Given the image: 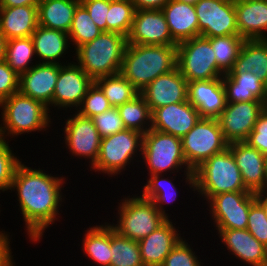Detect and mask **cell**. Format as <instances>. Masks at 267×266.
<instances>
[{
    "label": "cell",
    "instance_id": "6da1fadb",
    "mask_svg": "<svg viewBox=\"0 0 267 266\" xmlns=\"http://www.w3.org/2000/svg\"><path fill=\"white\" fill-rule=\"evenodd\" d=\"M25 163L21 161L17 165L10 193L17 194L14 195L18 201L16 206L22 214L27 238L36 244L42 241L45 230L59 221L61 206L66 198L62 190L67 180L64 175L49 174L40 166L33 168Z\"/></svg>",
    "mask_w": 267,
    "mask_h": 266
},
{
    "label": "cell",
    "instance_id": "7a4b0ae2",
    "mask_svg": "<svg viewBox=\"0 0 267 266\" xmlns=\"http://www.w3.org/2000/svg\"><path fill=\"white\" fill-rule=\"evenodd\" d=\"M177 45H126L120 73L141 92L158 76L176 68Z\"/></svg>",
    "mask_w": 267,
    "mask_h": 266
},
{
    "label": "cell",
    "instance_id": "3957f363",
    "mask_svg": "<svg viewBox=\"0 0 267 266\" xmlns=\"http://www.w3.org/2000/svg\"><path fill=\"white\" fill-rule=\"evenodd\" d=\"M141 158L140 162L145 165L148 176L184 172L181 183L185 180L190 192L194 191V171L184 158L181 138L150 129L143 135Z\"/></svg>",
    "mask_w": 267,
    "mask_h": 266
},
{
    "label": "cell",
    "instance_id": "277c9868",
    "mask_svg": "<svg viewBox=\"0 0 267 266\" xmlns=\"http://www.w3.org/2000/svg\"><path fill=\"white\" fill-rule=\"evenodd\" d=\"M0 137L12 141L23 134L47 131L53 128L48 107L41 101L23 95L19 91L0 102ZM52 120V121H51ZM14 138V139H10Z\"/></svg>",
    "mask_w": 267,
    "mask_h": 266
},
{
    "label": "cell",
    "instance_id": "5b68a950",
    "mask_svg": "<svg viewBox=\"0 0 267 266\" xmlns=\"http://www.w3.org/2000/svg\"><path fill=\"white\" fill-rule=\"evenodd\" d=\"M126 45L127 37L115 32L102 31L93 41L79 46L73 56H67L74 57L72 60L95 81L120 73Z\"/></svg>",
    "mask_w": 267,
    "mask_h": 266
},
{
    "label": "cell",
    "instance_id": "8992f818",
    "mask_svg": "<svg viewBox=\"0 0 267 266\" xmlns=\"http://www.w3.org/2000/svg\"><path fill=\"white\" fill-rule=\"evenodd\" d=\"M198 192V193H197ZM227 192H250L242 181L240 170L227 148L215 154L194 170V192L208 201L212 196Z\"/></svg>",
    "mask_w": 267,
    "mask_h": 266
},
{
    "label": "cell",
    "instance_id": "52a82bcc",
    "mask_svg": "<svg viewBox=\"0 0 267 266\" xmlns=\"http://www.w3.org/2000/svg\"><path fill=\"white\" fill-rule=\"evenodd\" d=\"M143 135L135 130L124 129L101 138L98 159L90 171L102 173L103 176L107 175L110 178L114 176L118 178V175H123L125 170L129 171L131 162L133 165L141 161L139 158L142 156Z\"/></svg>",
    "mask_w": 267,
    "mask_h": 266
},
{
    "label": "cell",
    "instance_id": "ba28073f",
    "mask_svg": "<svg viewBox=\"0 0 267 266\" xmlns=\"http://www.w3.org/2000/svg\"><path fill=\"white\" fill-rule=\"evenodd\" d=\"M133 196V197H132ZM123 196L118 200L116 222L109 224L120 235L139 241L161 226L167 218L164 217L154 205L152 200L144 198L141 194Z\"/></svg>",
    "mask_w": 267,
    "mask_h": 266
},
{
    "label": "cell",
    "instance_id": "9c48e42d",
    "mask_svg": "<svg viewBox=\"0 0 267 266\" xmlns=\"http://www.w3.org/2000/svg\"><path fill=\"white\" fill-rule=\"evenodd\" d=\"M176 67L188 82L217 79L225 74L217 65L210 40L202 36L177 44Z\"/></svg>",
    "mask_w": 267,
    "mask_h": 266
},
{
    "label": "cell",
    "instance_id": "30bf717a",
    "mask_svg": "<svg viewBox=\"0 0 267 266\" xmlns=\"http://www.w3.org/2000/svg\"><path fill=\"white\" fill-rule=\"evenodd\" d=\"M181 141L184 158L193 171L229 145L216 118H200Z\"/></svg>",
    "mask_w": 267,
    "mask_h": 266
},
{
    "label": "cell",
    "instance_id": "8fae6325",
    "mask_svg": "<svg viewBox=\"0 0 267 266\" xmlns=\"http://www.w3.org/2000/svg\"><path fill=\"white\" fill-rule=\"evenodd\" d=\"M68 113H73L68 116ZM67 113V119L64 118L61 125L63 143L67 153L71 157L78 159L85 158L91 168L98 159L101 137L97 131L92 118L81 116L75 111ZM64 134V135H63Z\"/></svg>",
    "mask_w": 267,
    "mask_h": 266
},
{
    "label": "cell",
    "instance_id": "7c38bea8",
    "mask_svg": "<svg viewBox=\"0 0 267 266\" xmlns=\"http://www.w3.org/2000/svg\"><path fill=\"white\" fill-rule=\"evenodd\" d=\"M252 192H227L212 196L207 202L214 229H247L250 207L255 203Z\"/></svg>",
    "mask_w": 267,
    "mask_h": 266
},
{
    "label": "cell",
    "instance_id": "4fadbf2b",
    "mask_svg": "<svg viewBox=\"0 0 267 266\" xmlns=\"http://www.w3.org/2000/svg\"><path fill=\"white\" fill-rule=\"evenodd\" d=\"M194 8L199 36L210 38L239 35L235 0H198Z\"/></svg>",
    "mask_w": 267,
    "mask_h": 266
},
{
    "label": "cell",
    "instance_id": "5bb4252c",
    "mask_svg": "<svg viewBox=\"0 0 267 266\" xmlns=\"http://www.w3.org/2000/svg\"><path fill=\"white\" fill-rule=\"evenodd\" d=\"M94 81L75 62L60 65L56 87L53 94V109L76 111ZM72 108V109H71ZM74 109V110H73Z\"/></svg>",
    "mask_w": 267,
    "mask_h": 266
},
{
    "label": "cell",
    "instance_id": "9a60e30c",
    "mask_svg": "<svg viewBox=\"0 0 267 266\" xmlns=\"http://www.w3.org/2000/svg\"><path fill=\"white\" fill-rule=\"evenodd\" d=\"M266 106L262 101L227 103L216 118L226 141L229 144L246 141Z\"/></svg>",
    "mask_w": 267,
    "mask_h": 266
},
{
    "label": "cell",
    "instance_id": "2e32d148",
    "mask_svg": "<svg viewBox=\"0 0 267 266\" xmlns=\"http://www.w3.org/2000/svg\"><path fill=\"white\" fill-rule=\"evenodd\" d=\"M128 44L177 45L172 38L162 10H136L132 28L127 37Z\"/></svg>",
    "mask_w": 267,
    "mask_h": 266
},
{
    "label": "cell",
    "instance_id": "e0dca14e",
    "mask_svg": "<svg viewBox=\"0 0 267 266\" xmlns=\"http://www.w3.org/2000/svg\"><path fill=\"white\" fill-rule=\"evenodd\" d=\"M230 258L249 266H267V247L247 229H214ZM230 252V253H229Z\"/></svg>",
    "mask_w": 267,
    "mask_h": 266
},
{
    "label": "cell",
    "instance_id": "ac0fdd59",
    "mask_svg": "<svg viewBox=\"0 0 267 266\" xmlns=\"http://www.w3.org/2000/svg\"><path fill=\"white\" fill-rule=\"evenodd\" d=\"M59 74L57 63H36L30 70L19 75V92L23 95L41 101L53 108V94ZM51 107V108H50Z\"/></svg>",
    "mask_w": 267,
    "mask_h": 266
},
{
    "label": "cell",
    "instance_id": "d6986e66",
    "mask_svg": "<svg viewBox=\"0 0 267 266\" xmlns=\"http://www.w3.org/2000/svg\"><path fill=\"white\" fill-rule=\"evenodd\" d=\"M200 118L198 110L188 100L172 103L152 112L151 129L182 138Z\"/></svg>",
    "mask_w": 267,
    "mask_h": 266
},
{
    "label": "cell",
    "instance_id": "ffe728a7",
    "mask_svg": "<svg viewBox=\"0 0 267 266\" xmlns=\"http://www.w3.org/2000/svg\"><path fill=\"white\" fill-rule=\"evenodd\" d=\"M187 91L188 81L176 67L169 73L158 76L139 93L153 112L165 105L187 101Z\"/></svg>",
    "mask_w": 267,
    "mask_h": 266
},
{
    "label": "cell",
    "instance_id": "44dd1931",
    "mask_svg": "<svg viewBox=\"0 0 267 266\" xmlns=\"http://www.w3.org/2000/svg\"><path fill=\"white\" fill-rule=\"evenodd\" d=\"M228 149L240 170L245 188L252 193L266 190L267 156L245 141L230 143Z\"/></svg>",
    "mask_w": 267,
    "mask_h": 266
},
{
    "label": "cell",
    "instance_id": "7402d4cb",
    "mask_svg": "<svg viewBox=\"0 0 267 266\" xmlns=\"http://www.w3.org/2000/svg\"><path fill=\"white\" fill-rule=\"evenodd\" d=\"M172 219H167L147 237L139 240L141 258L144 266H161L171 250L184 237ZM174 224V225H173ZM183 235V236H182Z\"/></svg>",
    "mask_w": 267,
    "mask_h": 266
},
{
    "label": "cell",
    "instance_id": "603a6c76",
    "mask_svg": "<svg viewBox=\"0 0 267 266\" xmlns=\"http://www.w3.org/2000/svg\"><path fill=\"white\" fill-rule=\"evenodd\" d=\"M187 96L201 118H217L227 104L222 77L188 82Z\"/></svg>",
    "mask_w": 267,
    "mask_h": 266
},
{
    "label": "cell",
    "instance_id": "cb8c5ba5",
    "mask_svg": "<svg viewBox=\"0 0 267 266\" xmlns=\"http://www.w3.org/2000/svg\"><path fill=\"white\" fill-rule=\"evenodd\" d=\"M31 38L38 63H57L60 65L71 63V61L68 62L69 60L65 59L67 58L66 54L74 52L71 49L68 33L61 30L47 29L38 25ZM61 58H64L66 62Z\"/></svg>",
    "mask_w": 267,
    "mask_h": 266
},
{
    "label": "cell",
    "instance_id": "d4e9b609",
    "mask_svg": "<svg viewBox=\"0 0 267 266\" xmlns=\"http://www.w3.org/2000/svg\"><path fill=\"white\" fill-rule=\"evenodd\" d=\"M235 11L240 37L267 39V0H235Z\"/></svg>",
    "mask_w": 267,
    "mask_h": 266
},
{
    "label": "cell",
    "instance_id": "484cf974",
    "mask_svg": "<svg viewBox=\"0 0 267 266\" xmlns=\"http://www.w3.org/2000/svg\"><path fill=\"white\" fill-rule=\"evenodd\" d=\"M222 82L227 103L262 101L267 105V85L250 72H228Z\"/></svg>",
    "mask_w": 267,
    "mask_h": 266
},
{
    "label": "cell",
    "instance_id": "4316f807",
    "mask_svg": "<svg viewBox=\"0 0 267 266\" xmlns=\"http://www.w3.org/2000/svg\"><path fill=\"white\" fill-rule=\"evenodd\" d=\"M172 38L180 43L199 36V26L194 5L170 0L162 9Z\"/></svg>",
    "mask_w": 267,
    "mask_h": 266
},
{
    "label": "cell",
    "instance_id": "83f0119b",
    "mask_svg": "<svg viewBox=\"0 0 267 266\" xmlns=\"http://www.w3.org/2000/svg\"><path fill=\"white\" fill-rule=\"evenodd\" d=\"M37 26V6L0 7V30L7 40L31 37Z\"/></svg>",
    "mask_w": 267,
    "mask_h": 266
},
{
    "label": "cell",
    "instance_id": "f1b7e54d",
    "mask_svg": "<svg viewBox=\"0 0 267 266\" xmlns=\"http://www.w3.org/2000/svg\"><path fill=\"white\" fill-rule=\"evenodd\" d=\"M81 241L83 256L95 266L111 265V225L108 222L90 226L83 231Z\"/></svg>",
    "mask_w": 267,
    "mask_h": 266
},
{
    "label": "cell",
    "instance_id": "f546056e",
    "mask_svg": "<svg viewBox=\"0 0 267 266\" xmlns=\"http://www.w3.org/2000/svg\"><path fill=\"white\" fill-rule=\"evenodd\" d=\"M80 0H41L37 6L38 25L69 32Z\"/></svg>",
    "mask_w": 267,
    "mask_h": 266
},
{
    "label": "cell",
    "instance_id": "4dcf8cb0",
    "mask_svg": "<svg viewBox=\"0 0 267 266\" xmlns=\"http://www.w3.org/2000/svg\"><path fill=\"white\" fill-rule=\"evenodd\" d=\"M250 71L267 85V39L245 40L229 72Z\"/></svg>",
    "mask_w": 267,
    "mask_h": 266
},
{
    "label": "cell",
    "instance_id": "1f68e13d",
    "mask_svg": "<svg viewBox=\"0 0 267 266\" xmlns=\"http://www.w3.org/2000/svg\"><path fill=\"white\" fill-rule=\"evenodd\" d=\"M169 175L170 174H153L146 176L145 179L147 182H145L142 186L143 189L139 192L144 198L152 200L157 210L167 219L171 217L167 212L169 210H165V208L167 209V207H169L167 206L169 203L170 206L171 204L173 206V202L177 200L178 194H180L178 193L179 188H176L177 186L174 183L175 181H172L176 179L177 173L174 174L175 178Z\"/></svg>",
    "mask_w": 267,
    "mask_h": 266
},
{
    "label": "cell",
    "instance_id": "d6a6232c",
    "mask_svg": "<svg viewBox=\"0 0 267 266\" xmlns=\"http://www.w3.org/2000/svg\"><path fill=\"white\" fill-rule=\"evenodd\" d=\"M126 129L145 134L152 126V112L139 93L132 100L117 107Z\"/></svg>",
    "mask_w": 267,
    "mask_h": 266
},
{
    "label": "cell",
    "instance_id": "836d02e7",
    "mask_svg": "<svg viewBox=\"0 0 267 266\" xmlns=\"http://www.w3.org/2000/svg\"><path fill=\"white\" fill-rule=\"evenodd\" d=\"M35 60V62H33ZM5 61L18 75L30 70L37 62L31 37L7 40Z\"/></svg>",
    "mask_w": 267,
    "mask_h": 266
},
{
    "label": "cell",
    "instance_id": "e575fe53",
    "mask_svg": "<svg viewBox=\"0 0 267 266\" xmlns=\"http://www.w3.org/2000/svg\"><path fill=\"white\" fill-rule=\"evenodd\" d=\"M111 257L110 266H144L138 241L120 235L112 226Z\"/></svg>",
    "mask_w": 267,
    "mask_h": 266
},
{
    "label": "cell",
    "instance_id": "d590c367",
    "mask_svg": "<svg viewBox=\"0 0 267 266\" xmlns=\"http://www.w3.org/2000/svg\"><path fill=\"white\" fill-rule=\"evenodd\" d=\"M94 82L101 88L112 107L123 105L139 94L121 73L101 77Z\"/></svg>",
    "mask_w": 267,
    "mask_h": 266
},
{
    "label": "cell",
    "instance_id": "8d00e7d4",
    "mask_svg": "<svg viewBox=\"0 0 267 266\" xmlns=\"http://www.w3.org/2000/svg\"><path fill=\"white\" fill-rule=\"evenodd\" d=\"M102 30L93 22L86 8L80 3L74 13L71 28L68 32L74 51L81 45L93 41Z\"/></svg>",
    "mask_w": 267,
    "mask_h": 266
},
{
    "label": "cell",
    "instance_id": "74e56055",
    "mask_svg": "<svg viewBox=\"0 0 267 266\" xmlns=\"http://www.w3.org/2000/svg\"><path fill=\"white\" fill-rule=\"evenodd\" d=\"M208 39L214 50L218 67L225 74L228 73L237 60L245 39L239 35L210 37Z\"/></svg>",
    "mask_w": 267,
    "mask_h": 266
},
{
    "label": "cell",
    "instance_id": "f35d334b",
    "mask_svg": "<svg viewBox=\"0 0 267 266\" xmlns=\"http://www.w3.org/2000/svg\"><path fill=\"white\" fill-rule=\"evenodd\" d=\"M135 11L131 0L109 1V10L106 17L107 31L128 37Z\"/></svg>",
    "mask_w": 267,
    "mask_h": 266
},
{
    "label": "cell",
    "instance_id": "ab89813d",
    "mask_svg": "<svg viewBox=\"0 0 267 266\" xmlns=\"http://www.w3.org/2000/svg\"><path fill=\"white\" fill-rule=\"evenodd\" d=\"M9 143L10 141L0 137V193L10 192L14 171L22 161Z\"/></svg>",
    "mask_w": 267,
    "mask_h": 266
},
{
    "label": "cell",
    "instance_id": "60d3db41",
    "mask_svg": "<svg viewBox=\"0 0 267 266\" xmlns=\"http://www.w3.org/2000/svg\"><path fill=\"white\" fill-rule=\"evenodd\" d=\"M112 106L101 88L94 82L88 89L80 107L76 110L81 116L93 118L109 110Z\"/></svg>",
    "mask_w": 267,
    "mask_h": 266
},
{
    "label": "cell",
    "instance_id": "b9f144b4",
    "mask_svg": "<svg viewBox=\"0 0 267 266\" xmlns=\"http://www.w3.org/2000/svg\"><path fill=\"white\" fill-rule=\"evenodd\" d=\"M185 236L171 250L161 266H203L204 263Z\"/></svg>",
    "mask_w": 267,
    "mask_h": 266
},
{
    "label": "cell",
    "instance_id": "7bdbcfd3",
    "mask_svg": "<svg viewBox=\"0 0 267 266\" xmlns=\"http://www.w3.org/2000/svg\"><path fill=\"white\" fill-rule=\"evenodd\" d=\"M92 120L101 138L126 129L117 107H111L109 110L94 116Z\"/></svg>",
    "mask_w": 267,
    "mask_h": 266
},
{
    "label": "cell",
    "instance_id": "ee69618b",
    "mask_svg": "<svg viewBox=\"0 0 267 266\" xmlns=\"http://www.w3.org/2000/svg\"><path fill=\"white\" fill-rule=\"evenodd\" d=\"M247 230L267 247V218L264 210L257 202L250 207Z\"/></svg>",
    "mask_w": 267,
    "mask_h": 266
},
{
    "label": "cell",
    "instance_id": "f6af8a7d",
    "mask_svg": "<svg viewBox=\"0 0 267 266\" xmlns=\"http://www.w3.org/2000/svg\"><path fill=\"white\" fill-rule=\"evenodd\" d=\"M245 142L267 156V106L260 113L254 129L250 132Z\"/></svg>",
    "mask_w": 267,
    "mask_h": 266
},
{
    "label": "cell",
    "instance_id": "bcb514c9",
    "mask_svg": "<svg viewBox=\"0 0 267 266\" xmlns=\"http://www.w3.org/2000/svg\"><path fill=\"white\" fill-rule=\"evenodd\" d=\"M19 91V75L6 61L0 62V102Z\"/></svg>",
    "mask_w": 267,
    "mask_h": 266
},
{
    "label": "cell",
    "instance_id": "7dc6e473",
    "mask_svg": "<svg viewBox=\"0 0 267 266\" xmlns=\"http://www.w3.org/2000/svg\"><path fill=\"white\" fill-rule=\"evenodd\" d=\"M93 22L102 30L107 31L106 17L109 10L108 0H80Z\"/></svg>",
    "mask_w": 267,
    "mask_h": 266
},
{
    "label": "cell",
    "instance_id": "c3c4849f",
    "mask_svg": "<svg viewBox=\"0 0 267 266\" xmlns=\"http://www.w3.org/2000/svg\"><path fill=\"white\" fill-rule=\"evenodd\" d=\"M11 232H5V230H0V266H16V263L14 261L12 255V249L11 248V238L10 237Z\"/></svg>",
    "mask_w": 267,
    "mask_h": 266
},
{
    "label": "cell",
    "instance_id": "681fc988",
    "mask_svg": "<svg viewBox=\"0 0 267 266\" xmlns=\"http://www.w3.org/2000/svg\"><path fill=\"white\" fill-rule=\"evenodd\" d=\"M170 0H131L135 10H161Z\"/></svg>",
    "mask_w": 267,
    "mask_h": 266
},
{
    "label": "cell",
    "instance_id": "f907efd6",
    "mask_svg": "<svg viewBox=\"0 0 267 266\" xmlns=\"http://www.w3.org/2000/svg\"><path fill=\"white\" fill-rule=\"evenodd\" d=\"M41 0H0V7L38 6Z\"/></svg>",
    "mask_w": 267,
    "mask_h": 266
},
{
    "label": "cell",
    "instance_id": "816d5d0a",
    "mask_svg": "<svg viewBox=\"0 0 267 266\" xmlns=\"http://www.w3.org/2000/svg\"><path fill=\"white\" fill-rule=\"evenodd\" d=\"M255 201L262 207L267 218V190L254 193Z\"/></svg>",
    "mask_w": 267,
    "mask_h": 266
},
{
    "label": "cell",
    "instance_id": "f5cc1de1",
    "mask_svg": "<svg viewBox=\"0 0 267 266\" xmlns=\"http://www.w3.org/2000/svg\"><path fill=\"white\" fill-rule=\"evenodd\" d=\"M7 39L0 30V62L5 61Z\"/></svg>",
    "mask_w": 267,
    "mask_h": 266
},
{
    "label": "cell",
    "instance_id": "db71d44e",
    "mask_svg": "<svg viewBox=\"0 0 267 266\" xmlns=\"http://www.w3.org/2000/svg\"><path fill=\"white\" fill-rule=\"evenodd\" d=\"M178 1L184 2L186 4L195 5L198 0H178Z\"/></svg>",
    "mask_w": 267,
    "mask_h": 266
},
{
    "label": "cell",
    "instance_id": "11a10c76",
    "mask_svg": "<svg viewBox=\"0 0 267 266\" xmlns=\"http://www.w3.org/2000/svg\"><path fill=\"white\" fill-rule=\"evenodd\" d=\"M266 190H267V159H266Z\"/></svg>",
    "mask_w": 267,
    "mask_h": 266
}]
</instances>
